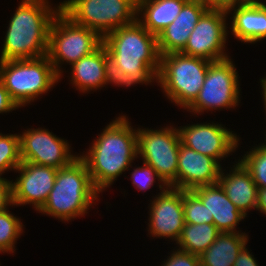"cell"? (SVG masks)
I'll list each match as a JSON object with an SVG mask.
<instances>
[{
  "mask_svg": "<svg viewBox=\"0 0 266 266\" xmlns=\"http://www.w3.org/2000/svg\"><path fill=\"white\" fill-rule=\"evenodd\" d=\"M143 164V167H138L131 173L132 183L136 188L140 190L149 189L155 182V177L164 184L162 186L159 185L160 190H162L163 186L169 187L149 164L145 162Z\"/></svg>",
  "mask_w": 266,
  "mask_h": 266,
  "instance_id": "obj_30",
  "label": "cell"
},
{
  "mask_svg": "<svg viewBox=\"0 0 266 266\" xmlns=\"http://www.w3.org/2000/svg\"><path fill=\"white\" fill-rule=\"evenodd\" d=\"M220 233L214 224L185 223L177 244L180 246L179 250L200 256Z\"/></svg>",
  "mask_w": 266,
  "mask_h": 266,
  "instance_id": "obj_24",
  "label": "cell"
},
{
  "mask_svg": "<svg viewBox=\"0 0 266 266\" xmlns=\"http://www.w3.org/2000/svg\"><path fill=\"white\" fill-rule=\"evenodd\" d=\"M16 170L21 175L12 183L13 205L32 204L39 210L54 186L58 169L21 162Z\"/></svg>",
  "mask_w": 266,
  "mask_h": 266,
  "instance_id": "obj_13",
  "label": "cell"
},
{
  "mask_svg": "<svg viewBox=\"0 0 266 266\" xmlns=\"http://www.w3.org/2000/svg\"><path fill=\"white\" fill-rule=\"evenodd\" d=\"M187 1L188 0H137V16L144 11V19L137 18V20L151 34L158 37L179 15Z\"/></svg>",
  "mask_w": 266,
  "mask_h": 266,
  "instance_id": "obj_21",
  "label": "cell"
},
{
  "mask_svg": "<svg viewBox=\"0 0 266 266\" xmlns=\"http://www.w3.org/2000/svg\"><path fill=\"white\" fill-rule=\"evenodd\" d=\"M165 188L151 203L148 231L155 237H170L177 243L185 225L182 190Z\"/></svg>",
  "mask_w": 266,
  "mask_h": 266,
  "instance_id": "obj_15",
  "label": "cell"
},
{
  "mask_svg": "<svg viewBox=\"0 0 266 266\" xmlns=\"http://www.w3.org/2000/svg\"><path fill=\"white\" fill-rule=\"evenodd\" d=\"M138 154L160 178L177 189L178 151L181 144L178 129L165 127L159 130L137 129Z\"/></svg>",
  "mask_w": 266,
  "mask_h": 266,
  "instance_id": "obj_9",
  "label": "cell"
},
{
  "mask_svg": "<svg viewBox=\"0 0 266 266\" xmlns=\"http://www.w3.org/2000/svg\"><path fill=\"white\" fill-rule=\"evenodd\" d=\"M233 266H258V264L245 245L239 252Z\"/></svg>",
  "mask_w": 266,
  "mask_h": 266,
  "instance_id": "obj_35",
  "label": "cell"
},
{
  "mask_svg": "<svg viewBox=\"0 0 266 266\" xmlns=\"http://www.w3.org/2000/svg\"><path fill=\"white\" fill-rule=\"evenodd\" d=\"M207 9L202 0H188L174 21L157 37L160 55L181 52L199 18Z\"/></svg>",
  "mask_w": 266,
  "mask_h": 266,
  "instance_id": "obj_17",
  "label": "cell"
},
{
  "mask_svg": "<svg viewBox=\"0 0 266 266\" xmlns=\"http://www.w3.org/2000/svg\"><path fill=\"white\" fill-rule=\"evenodd\" d=\"M181 143L219 162L238 147L237 135L221 124H193L178 129Z\"/></svg>",
  "mask_w": 266,
  "mask_h": 266,
  "instance_id": "obj_14",
  "label": "cell"
},
{
  "mask_svg": "<svg viewBox=\"0 0 266 266\" xmlns=\"http://www.w3.org/2000/svg\"><path fill=\"white\" fill-rule=\"evenodd\" d=\"M262 84V88H263V98H264V105H265V110H266V78H262L260 81Z\"/></svg>",
  "mask_w": 266,
  "mask_h": 266,
  "instance_id": "obj_38",
  "label": "cell"
},
{
  "mask_svg": "<svg viewBox=\"0 0 266 266\" xmlns=\"http://www.w3.org/2000/svg\"><path fill=\"white\" fill-rule=\"evenodd\" d=\"M47 0H22L11 18L0 61L35 59L47 55L49 31L61 10L50 8Z\"/></svg>",
  "mask_w": 266,
  "mask_h": 266,
  "instance_id": "obj_2",
  "label": "cell"
},
{
  "mask_svg": "<svg viewBox=\"0 0 266 266\" xmlns=\"http://www.w3.org/2000/svg\"><path fill=\"white\" fill-rule=\"evenodd\" d=\"M235 165L226 176L221 169L218 182L229 200L246 216L248 209L257 207L258 188L245 167L240 162Z\"/></svg>",
  "mask_w": 266,
  "mask_h": 266,
  "instance_id": "obj_19",
  "label": "cell"
},
{
  "mask_svg": "<svg viewBox=\"0 0 266 266\" xmlns=\"http://www.w3.org/2000/svg\"><path fill=\"white\" fill-rule=\"evenodd\" d=\"M67 141L56 137L46 129H29L20 134V158L41 166L60 169L78 156L71 155Z\"/></svg>",
  "mask_w": 266,
  "mask_h": 266,
  "instance_id": "obj_12",
  "label": "cell"
},
{
  "mask_svg": "<svg viewBox=\"0 0 266 266\" xmlns=\"http://www.w3.org/2000/svg\"><path fill=\"white\" fill-rule=\"evenodd\" d=\"M94 140L86 155L79 157L85 162L95 188L101 192L109 187L137 158V133L125 116L111 122Z\"/></svg>",
  "mask_w": 266,
  "mask_h": 266,
  "instance_id": "obj_1",
  "label": "cell"
},
{
  "mask_svg": "<svg viewBox=\"0 0 266 266\" xmlns=\"http://www.w3.org/2000/svg\"><path fill=\"white\" fill-rule=\"evenodd\" d=\"M20 219L9 211L0 212V252H14V244L22 233Z\"/></svg>",
  "mask_w": 266,
  "mask_h": 266,
  "instance_id": "obj_27",
  "label": "cell"
},
{
  "mask_svg": "<svg viewBox=\"0 0 266 266\" xmlns=\"http://www.w3.org/2000/svg\"><path fill=\"white\" fill-rule=\"evenodd\" d=\"M262 4L259 0H237V5H258Z\"/></svg>",
  "mask_w": 266,
  "mask_h": 266,
  "instance_id": "obj_37",
  "label": "cell"
},
{
  "mask_svg": "<svg viewBox=\"0 0 266 266\" xmlns=\"http://www.w3.org/2000/svg\"><path fill=\"white\" fill-rule=\"evenodd\" d=\"M206 206L209 219L222 232H236L237 223L246 216L229 200L220 183L199 186L191 190Z\"/></svg>",
  "mask_w": 266,
  "mask_h": 266,
  "instance_id": "obj_18",
  "label": "cell"
},
{
  "mask_svg": "<svg viewBox=\"0 0 266 266\" xmlns=\"http://www.w3.org/2000/svg\"><path fill=\"white\" fill-rule=\"evenodd\" d=\"M222 10L207 9L192 30L182 54L200 57L211 62L228 58L225 50L227 26Z\"/></svg>",
  "mask_w": 266,
  "mask_h": 266,
  "instance_id": "obj_11",
  "label": "cell"
},
{
  "mask_svg": "<svg viewBox=\"0 0 266 266\" xmlns=\"http://www.w3.org/2000/svg\"><path fill=\"white\" fill-rule=\"evenodd\" d=\"M208 9L222 10L228 12L237 6V0H202Z\"/></svg>",
  "mask_w": 266,
  "mask_h": 266,
  "instance_id": "obj_34",
  "label": "cell"
},
{
  "mask_svg": "<svg viewBox=\"0 0 266 266\" xmlns=\"http://www.w3.org/2000/svg\"><path fill=\"white\" fill-rule=\"evenodd\" d=\"M182 206L185 223L213 224V219H209L206 206L191 190H182Z\"/></svg>",
  "mask_w": 266,
  "mask_h": 266,
  "instance_id": "obj_28",
  "label": "cell"
},
{
  "mask_svg": "<svg viewBox=\"0 0 266 266\" xmlns=\"http://www.w3.org/2000/svg\"><path fill=\"white\" fill-rule=\"evenodd\" d=\"M238 81L236 68L229 57L211 62L197 98L187 109L200 113L204 110L235 107L239 102Z\"/></svg>",
  "mask_w": 266,
  "mask_h": 266,
  "instance_id": "obj_10",
  "label": "cell"
},
{
  "mask_svg": "<svg viewBox=\"0 0 266 266\" xmlns=\"http://www.w3.org/2000/svg\"><path fill=\"white\" fill-rule=\"evenodd\" d=\"M17 108V104L12 100L9 92L6 90L2 80L0 79V113L9 112Z\"/></svg>",
  "mask_w": 266,
  "mask_h": 266,
  "instance_id": "obj_33",
  "label": "cell"
},
{
  "mask_svg": "<svg viewBox=\"0 0 266 266\" xmlns=\"http://www.w3.org/2000/svg\"><path fill=\"white\" fill-rule=\"evenodd\" d=\"M257 210L266 214V188L257 189Z\"/></svg>",
  "mask_w": 266,
  "mask_h": 266,
  "instance_id": "obj_36",
  "label": "cell"
},
{
  "mask_svg": "<svg viewBox=\"0 0 266 266\" xmlns=\"http://www.w3.org/2000/svg\"><path fill=\"white\" fill-rule=\"evenodd\" d=\"M98 193L85 162L78 156L58 169L54 186L38 211L68 221L87 213Z\"/></svg>",
  "mask_w": 266,
  "mask_h": 266,
  "instance_id": "obj_4",
  "label": "cell"
},
{
  "mask_svg": "<svg viewBox=\"0 0 266 266\" xmlns=\"http://www.w3.org/2000/svg\"><path fill=\"white\" fill-rule=\"evenodd\" d=\"M0 79L12 100L22 107L49 91L60 76L46 55L35 59L0 61Z\"/></svg>",
  "mask_w": 266,
  "mask_h": 266,
  "instance_id": "obj_6",
  "label": "cell"
},
{
  "mask_svg": "<svg viewBox=\"0 0 266 266\" xmlns=\"http://www.w3.org/2000/svg\"><path fill=\"white\" fill-rule=\"evenodd\" d=\"M244 233L222 232L200 256L201 266H233L239 252L247 244Z\"/></svg>",
  "mask_w": 266,
  "mask_h": 266,
  "instance_id": "obj_23",
  "label": "cell"
},
{
  "mask_svg": "<svg viewBox=\"0 0 266 266\" xmlns=\"http://www.w3.org/2000/svg\"><path fill=\"white\" fill-rule=\"evenodd\" d=\"M239 162L250 173L257 188H266V144L247 152Z\"/></svg>",
  "mask_w": 266,
  "mask_h": 266,
  "instance_id": "obj_25",
  "label": "cell"
},
{
  "mask_svg": "<svg viewBox=\"0 0 266 266\" xmlns=\"http://www.w3.org/2000/svg\"><path fill=\"white\" fill-rule=\"evenodd\" d=\"M105 79L107 83H114L118 86H131L136 83H144L138 76L124 74V72L117 66V64L108 56L105 48Z\"/></svg>",
  "mask_w": 266,
  "mask_h": 266,
  "instance_id": "obj_29",
  "label": "cell"
},
{
  "mask_svg": "<svg viewBox=\"0 0 266 266\" xmlns=\"http://www.w3.org/2000/svg\"><path fill=\"white\" fill-rule=\"evenodd\" d=\"M162 266H201L200 258L197 255L181 250L173 251L172 255Z\"/></svg>",
  "mask_w": 266,
  "mask_h": 266,
  "instance_id": "obj_31",
  "label": "cell"
},
{
  "mask_svg": "<svg viewBox=\"0 0 266 266\" xmlns=\"http://www.w3.org/2000/svg\"><path fill=\"white\" fill-rule=\"evenodd\" d=\"M20 135H2L0 133V174L8 169L16 170L21 164Z\"/></svg>",
  "mask_w": 266,
  "mask_h": 266,
  "instance_id": "obj_26",
  "label": "cell"
},
{
  "mask_svg": "<svg viewBox=\"0 0 266 266\" xmlns=\"http://www.w3.org/2000/svg\"><path fill=\"white\" fill-rule=\"evenodd\" d=\"M210 63L181 52L160 55L157 81L172 102L186 109L197 98Z\"/></svg>",
  "mask_w": 266,
  "mask_h": 266,
  "instance_id": "obj_5",
  "label": "cell"
},
{
  "mask_svg": "<svg viewBox=\"0 0 266 266\" xmlns=\"http://www.w3.org/2000/svg\"><path fill=\"white\" fill-rule=\"evenodd\" d=\"M9 204L13 205L12 181L0 177V212L7 210Z\"/></svg>",
  "mask_w": 266,
  "mask_h": 266,
  "instance_id": "obj_32",
  "label": "cell"
},
{
  "mask_svg": "<svg viewBox=\"0 0 266 266\" xmlns=\"http://www.w3.org/2000/svg\"><path fill=\"white\" fill-rule=\"evenodd\" d=\"M102 43L124 74L138 76L146 84L157 80L160 68L157 36L138 20L109 32Z\"/></svg>",
  "mask_w": 266,
  "mask_h": 266,
  "instance_id": "obj_3",
  "label": "cell"
},
{
  "mask_svg": "<svg viewBox=\"0 0 266 266\" xmlns=\"http://www.w3.org/2000/svg\"><path fill=\"white\" fill-rule=\"evenodd\" d=\"M220 162L180 144L178 151L177 189L192 190L218 183Z\"/></svg>",
  "mask_w": 266,
  "mask_h": 266,
  "instance_id": "obj_16",
  "label": "cell"
},
{
  "mask_svg": "<svg viewBox=\"0 0 266 266\" xmlns=\"http://www.w3.org/2000/svg\"><path fill=\"white\" fill-rule=\"evenodd\" d=\"M61 11L74 23L95 30L102 38L137 20V0H68Z\"/></svg>",
  "mask_w": 266,
  "mask_h": 266,
  "instance_id": "obj_7",
  "label": "cell"
},
{
  "mask_svg": "<svg viewBox=\"0 0 266 266\" xmlns=\"http://www.w3.org/2000/svg\"><path fill=\"white\" fill-rule=\"evenodd\" d=\"M233 12L231 29L238 40L254 43L266 38V5H238Z\"/></svg>",
  "mask_w": 266,
  "mask_h": 266,
  "instance_id": "obj_20",
  "label": "cell"
},
{
  "mask_svg": "<svg viewBox=\"0 0 266 266\" xmlns=\"http://www.w3.org/2000/svg\"><path fill=\"white\" fill-rule=\"evenodd\" d=\"M105 47L103 43L91 54L72 64V82L81 92L98 89L106 84Z\"/></svg>",
  "mask_w": 266,
  "mask_h": 266,
  "instance_id": "obj_22",
  "label": "cell"
},
{
  "mask_svg": "<svg viewBox=\"0 0 266 266\" xmlns=\"http://www.w3.org/2000/svg\"><path fill=\"white\" fill-rule=\"evenodd\" d=\"M102 41L95 30L74 23L60 10L50 27L47 56L55 72L61 76V61L72 65L95 51Z\"/></svg>",
  "mask_w": 266,
  "mask_h": 266,
  "instance_id": "obj_8",
  "label": "cell"
}]
</instances>
